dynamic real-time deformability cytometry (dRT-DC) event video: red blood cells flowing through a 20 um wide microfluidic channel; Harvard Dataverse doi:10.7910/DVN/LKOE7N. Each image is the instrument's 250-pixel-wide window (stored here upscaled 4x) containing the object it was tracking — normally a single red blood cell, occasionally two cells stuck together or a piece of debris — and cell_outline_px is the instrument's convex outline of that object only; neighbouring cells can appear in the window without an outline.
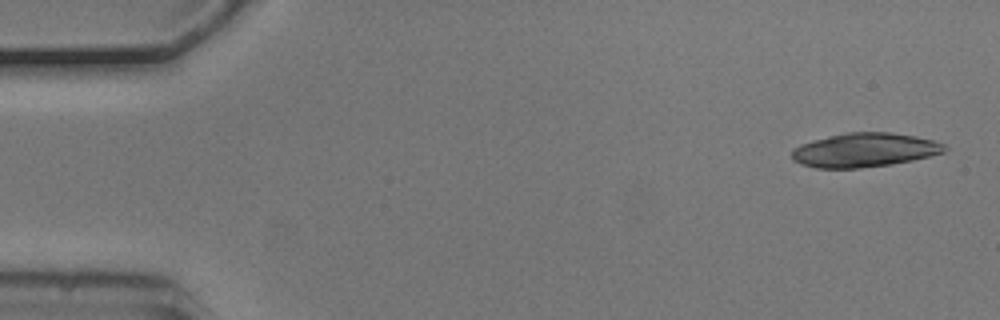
{"species": "common noctule bat (a hibernating species)", "species_latin": "Nyctalus noctula", "temperature_condition": "cold", "stored_images_in_passage": 4, "camera_frame_rate_fps": 3000, "um_per_image_px": 0.085, "animal": {"sex": "male", "body_mass_g": 20.5, "forearm_length_mm": 52.5}, "frame": {"image": 1, "passage_image": 1, "time_ms": 0.0, "image_size_px": [1000, 320], "cell_outline_px": [[948, 148], [944, 152], [912, 160], [892, 164], [860, 168], [816, 168], [800, 164], [792, 160], [792, 148], [800, 144], [828, 136], [848, 132], [892, 132], [916, 136], [932, 140], [944, 144]], "centroid_in_image_um": [73.46, 12.75], "position_along_channel_um": 11.5, "area_um2": 30.35}}
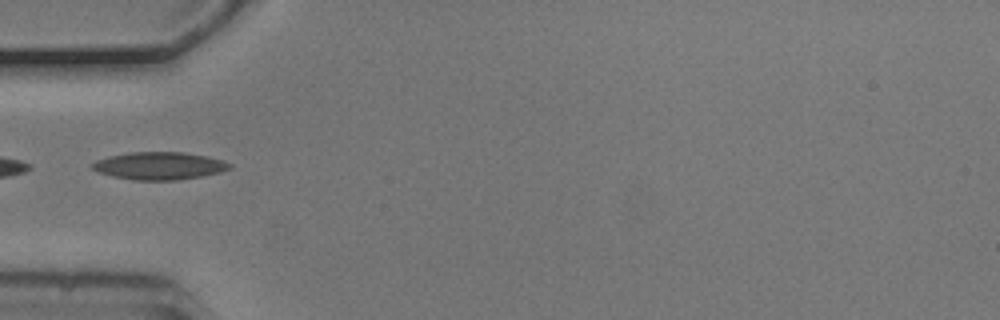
{"frame": {"image": 2, "passage_image": 4, "time_ms": 1.0, "image_size_px": [1000, 320], "cell_outline_px": [[232, 168], [220, 172], [200, 176], [176, 180], [132, 180], [112, 176], [100, 172], [92, 168], [92, 164], [96, 160], [108, 156], [128, 152], [184, 152], [208, 156], [224, 160], [232, 164]], "centroid_in_image_um": [13.57, 14.08], "position_along_channel_um": 71.4, "area_um2": 22.14}}